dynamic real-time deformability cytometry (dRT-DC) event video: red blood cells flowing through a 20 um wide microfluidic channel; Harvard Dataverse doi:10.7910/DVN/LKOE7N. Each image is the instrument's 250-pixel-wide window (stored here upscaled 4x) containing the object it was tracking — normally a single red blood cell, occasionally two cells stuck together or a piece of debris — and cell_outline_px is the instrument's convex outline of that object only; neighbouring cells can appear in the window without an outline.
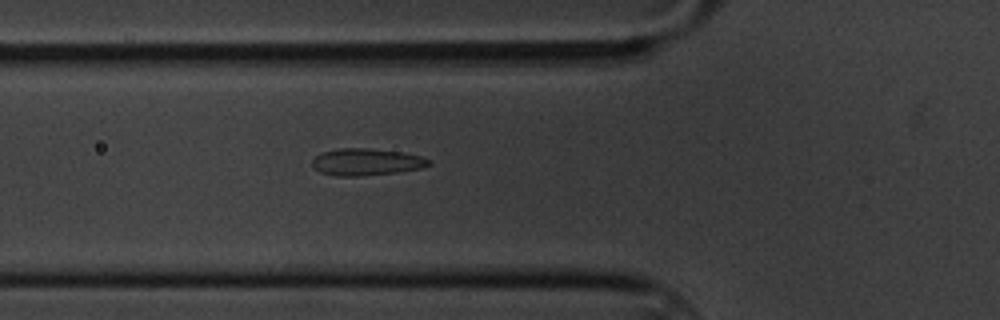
{"species": "common noctule bat (a hibernating species)", "species_latin": "Nyctalus noctula", "temperature_condition": "cold", "stored_images_in_passage": 43, "camera_frame_rate_fps": 3000, "um_per_image_px": 0.085, "animal": {"sex": "male", "body_mass_g": 20.1, "forearm_length_mm": 53.5}, "frame": {"image": 1, "passage_image": 11, "time_ms": 3.333, "image_size_px": [1000, 320], "cell_outline_px": [[432, 164], [420, 168], [396, 172], [356, 176], [336, 176], [320, 172], [312, 164], [312, 160], [320, 152], [340, 148], [372, 148], [404, 152], [424, 156], [432, 160]], "centroid_in_image_um": [31.18, 13.75], "position_along_channel_um": 94.6, "area_um2": 18.44}}
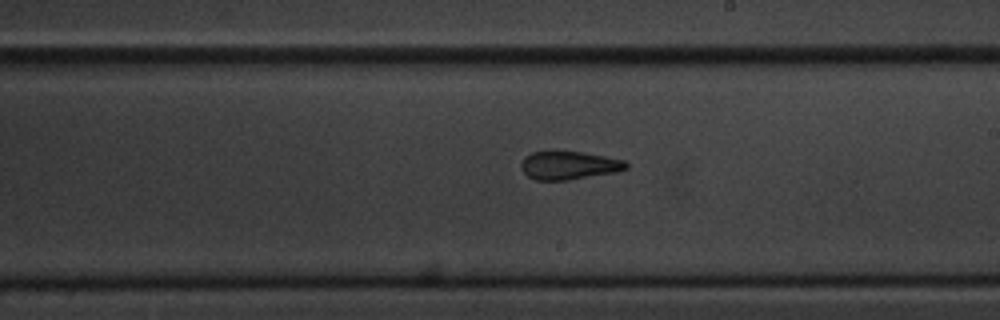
{"frame": {"image": 2, "passage_image": 24, "time_ms": 7.667, "image_size_px": [1000, 320], "cell_outline_px": [[628, 168], [616, 172], [568, 180], [536, 180], [528, 176], [520, 168], [520, 160], [524, 156], [532, 152], [552, 148], [580, 152], [604, 156], [624, 160], [628, 164]], "centroid_in_image_um": [48.28, 14.01], "position_along_channel_um": 240.7, "area_um2": 17.92}}
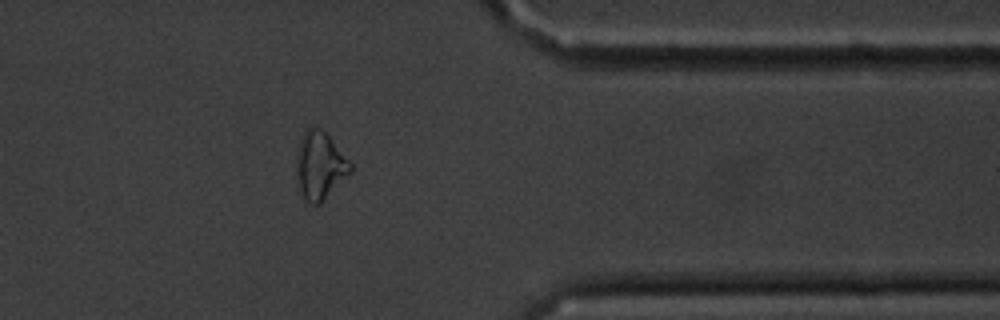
{"frame": {"image": 3, "passage_image": 38, "time_ms": 12.333, "image_size_px": [1000, 320], "cell_outline_px": [[352, 172], [320, 204], [312, 204], [300, 196], [296, 172], [296, 156], [304, 132], [308, 128], [320, 128], [328, 136], [352, 164]], "centroid_in_image_um": [27.18, 14.13], "position_along_channel_um": 384.2, "area_um2": 21.1}}